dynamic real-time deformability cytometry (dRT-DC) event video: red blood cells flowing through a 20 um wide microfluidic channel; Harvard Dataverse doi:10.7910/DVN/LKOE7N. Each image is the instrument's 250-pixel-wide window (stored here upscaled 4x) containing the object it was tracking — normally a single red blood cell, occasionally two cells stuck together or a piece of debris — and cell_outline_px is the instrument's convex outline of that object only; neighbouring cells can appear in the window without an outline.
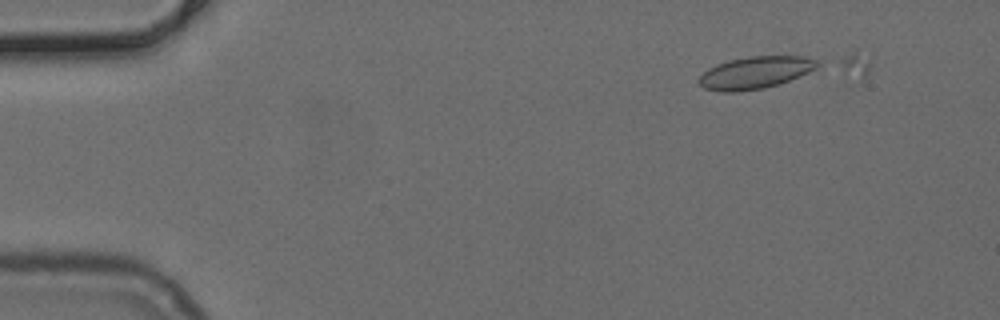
{"species": "common noctule bat (a hibernating species)", "species_latin": "Nyctalus noctula", "temperature_condition": "cold", "stored_images_in_passage": 10, "camera_frame_rate_fps": 3000, "um_per_image_px": 0.085, "animal": {"sex": "female", "body_mass_g": 24.6, "forearm_length_mm": 56.2}, "frame": {"image": 1, "passage_image": 1, "time_ms": 0.0, "image_size_px": [1000, 320], "cell_outline_px": [[820, 64], [816, 68], [808, 72], [788, 80], [764, 88], [736, 92], [720, 92], [704, 88], [696, 80], [708, 68], [716, 64], [728, 60], [752, 56], [804, 56], [816, 60]], "centroid_in_image_um": [64.14, 6.17], "position_along_channel_um": 20.9, "area_um2": 22.08}}